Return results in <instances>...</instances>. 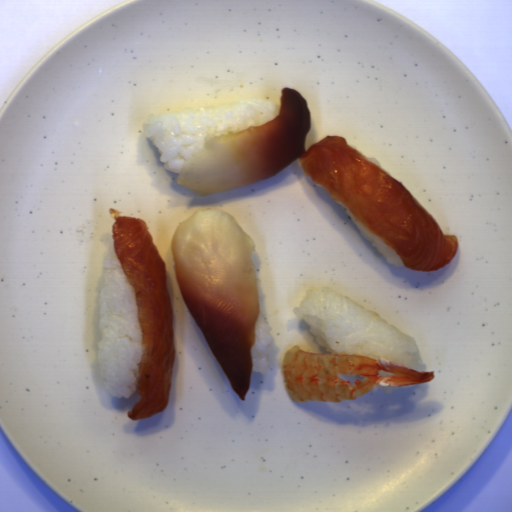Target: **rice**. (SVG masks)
Masks as SVG:
<instances>
[{"label": "rice", "instance_id": "1", "mask_svg": "<svg viewBox=\"0 0 512 512\" xmlns=\"http://www.w3.org/2000/svg\"><path fill=\"white\" fill-rule=\"evenodd\" d=\"M293 311L331 354H363L418 372L428 370L411 335L333 288L306 291Z\"/></svg>", "mask_w": 512, "mask_h": 512}, {"label": "rice", "instance_id": "2", "mask_svg": "<svg viewBox=\"0 0 512 512\" xmlns=\"http://www.w3.org/2000/svg\"><path fill=\"white\" fill-rule=\"evenodd\" d=\"M106 259L98 299L100 339L96 347L98 371L113 398H128L138 391L142 337L134 288L116 255L113 233L101 234Z\"/></svg>", "mask_w": 512, "mask_h": 512}, {"label": "rice", "instance_id": "3", "mask_svg": "<svg viewBox=\"0 0 512 512\" xmlns=\"http://www.w3.org/2000/svg\"><path fill=\"white\" fill-rule=\"evenodd\" d=\"M279 113L276 102L250 96L206 108H182L178 113L149 114L141 130L161 154L158 162L164 169L180 173L183 164L205 146L208 135L264 125Z\"/></svg>", "mask_w": 512, "mask_h": 512}, {"label": "rice", "instance_id": "4", "mask_svg": "<svg viewBox=\"0 0 512 512\" xmlns=\"http://www.w3.org/2000/svg\"><path fill=\"white\" fill-rule=\"evenodd\" d=\"M259 312L255 324V342L251 348L252 371L264 374L269 369L268 356L271 346L270 333L273 327L269 326L264 313L266 297L262 289L257 286Z\"/></svg>", "mask_w": 512, "mask_h": 512}, {"label": "rice", "instance_id": "5", "mask_svg": "<svg viewBox=\"0 0 512 512\" xmlns=\"http://www.w3.org/2000/svg\"><path fill=\"white\" fill-rule=\"evenodd\" d=\"M333 200L334 202L343 207L344 213L352 220V222L357 227L359 233L378 250V252L384 257V259L389 264L400 268L405 265L402 258L390 246H388L380 236L373 233L372 231L367 229L363 224H361L348 207H346L339 200H336L334 198Z\"/></svg>", "mask_w": 512, "mask_h": 512}, {"label": "rice", "instance_id": "6", "mask_svg": "<svg viewBox=\"0 0 512 512\" xmlns=\"http://www.w3.org/2000/svg\"><path fill=\"white\" fill-rule=\"evenodd\" d=\"M317 138H318L317 131L315 129L313 121L311 120L310 130L307 134V138H306V142H305L306 150L311 148L314 144H316Z\"/></svg>", "mask_w": 512, "mask_h": 512}, {"label": "rice", "instance_id": "7", "mask_svg": "<svg viewBox=\"0 0 512 512\" xmlns=\"http://www.w3.org/2000/svg\"><path fill=\"white\" fill-rule=\"evenodd\" d=\"M252 260H253L254 274H255V277H256L259 274V272H260L262 259H261L260 255H258L257 253L253 252Z\"/></svg>", "mask_w": 512, "mask_h": 512}, {"label": "rice", "instance_id": "8", "mask_svg": "<svg viewBox=\"0 0 512 512\" xmlns=\"http://www.w3.org/2000/svg\"><path fill=\"white\" fill-rule=\"evenodd\" d=\"M411 387H414L413 386H406V387H383L384 391H386L387 393H393L396 389H408V388H411Z\"/></svg>", "mask_w": 512, "mask_h": 512}, {"label": "rice", "instance_id": "9", "mask_svg": "<svg viewBox=\"0 0 512 512\" xmlns=\"http://www.w3.org/2000/svg\"><path fill=\"white\" fill-rule=\"evenodd\" d=\"M367 158L370 159L371 161H373L374 163H376L380 168H382L387 174H389L393 178V176L389 173V171L376 158H369V157H367Z\"/></svg>", "mask_w": 512, "mask_h": 512}]
</instances>
